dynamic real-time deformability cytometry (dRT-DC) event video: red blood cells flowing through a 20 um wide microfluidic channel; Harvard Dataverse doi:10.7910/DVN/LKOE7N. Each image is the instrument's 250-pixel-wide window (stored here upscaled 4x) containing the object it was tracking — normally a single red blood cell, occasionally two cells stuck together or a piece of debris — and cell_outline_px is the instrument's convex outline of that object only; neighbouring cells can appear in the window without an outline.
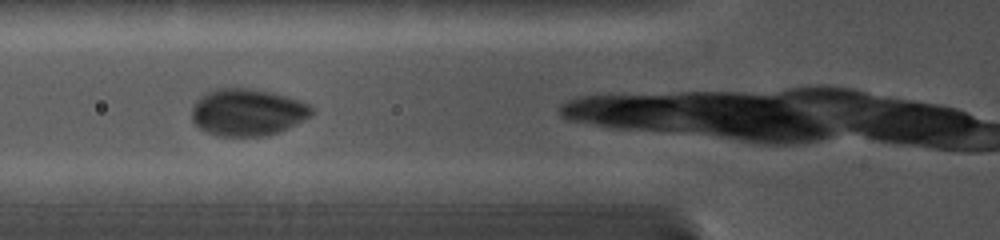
{"species": "common noctule bat (a hibernating species)", "species_latin": "Nyctalus noctula", "temperature_condition": "cold", "stored_images_in_passage": 18, "camera_frame_rate_fps": 5000, "um_per_image_px": 0.085, "animal": {"sex": "female", "body_mass_g": 19.0, "forearm_length_mm": 56.7}, "frame": {"image": 1, "passage_image": 4, "time_ms": 1.2, "image_size_px": [1000, 240], "cell_outline_px": [[312, 112], [308, 116], [276, 132], [264, 136], [216, 136], [200, 128], [192, 120], [192, 108], [196, 100], [204, 92], [216, 88], [248, 88], [272, 92], [288, 96], [300, 100], [308, 104], [312, 108]], "centroid_in_image_um": [20.96, 9.52], "position_along_channel_um": 104.8, "area_um2": 32.54}}
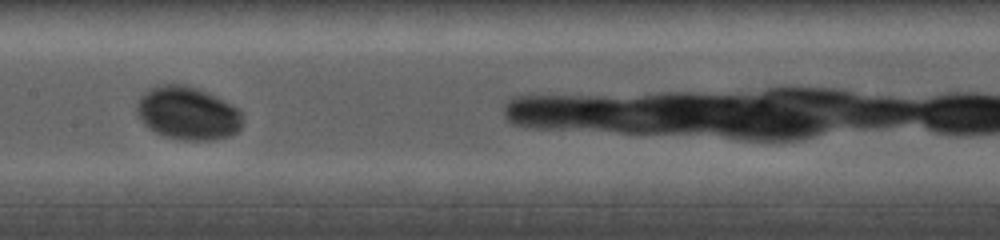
{"frame": {"image": 2, "passage_image": 8, "time_ms": 3.4, "image_size_px": [1000, 240], "cell_outline_px": [[240, 128], [232, 136], [212, 140], [184, 140], [164, 136], [156, 132], [144, 124], [136, 112], [136, 104], [140, 96], [148, 88], [164, 84], [184, 84], [196, 88], [232, 104], [240, 112]], "centroid_in_image_um": [15.91, 9.62], "position_along_channel_um": 191.5, "area_um2": 32.54}}
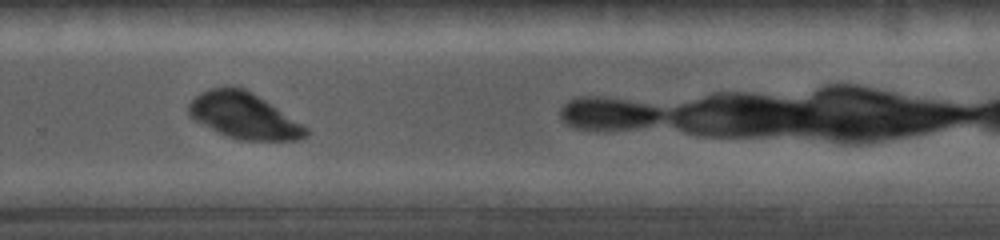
{"frame": {"image": 3, "passage_image": 13, "time_ms": 6.4, "image_size_px": [1000, 240], "cell_outline_px": [[312, 132], [308, 136], [296, 140], [240, 140], [228, 136], [192, 120], [188, 116], [188, 104], [200, 92], [208, 88], [244, 88], [252, 92], [308, 128]], "centroid_in_image_um": [20.72, 9.85], "position_along_channel_um": 309.1, "area_um2": 31.1}}